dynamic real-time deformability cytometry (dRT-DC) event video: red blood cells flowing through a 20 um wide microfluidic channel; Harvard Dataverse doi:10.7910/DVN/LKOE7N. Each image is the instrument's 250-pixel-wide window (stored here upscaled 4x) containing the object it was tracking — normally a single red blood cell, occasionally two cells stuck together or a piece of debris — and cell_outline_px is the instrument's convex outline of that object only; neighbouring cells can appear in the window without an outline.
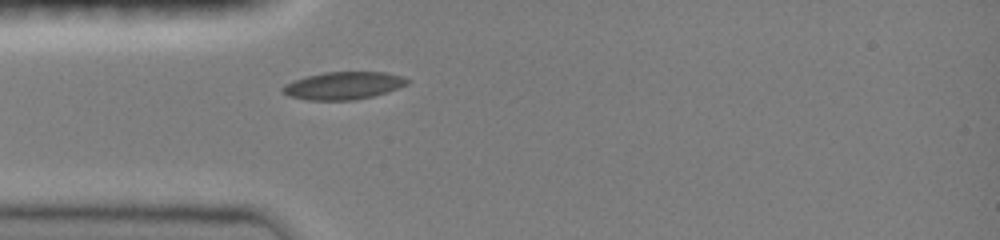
{"species": "common noctule bat (a hibernating species)", "species_latin": "Nyctalus noctula", "temperature_condition": "room temperature", "stored_images_in_passage": 31, "camera_frame_rate_fps": 3000, "um_per_image_px": 0.085, "animal": {"sex": "female", "body_mass_g": 19.0, "forearm_length_mm": 51.5}, "frame": {"image": 1, "passage_image": 1, "time_ms": 0.0, "image_size_px": [1000, 240], "cell_outline_px": [[412, 80], [408, 84], [372, 96], [356, 100], [308, 100], [288, 96], [280, 92], [280, 88], [284, 84], [292, 80], [324, 72], [384, 72], [404, 76]], "centroid_in_image_um": [29.15, 7.27], "position_along_channel_um": 55.9, "area_um2": 20.17}}
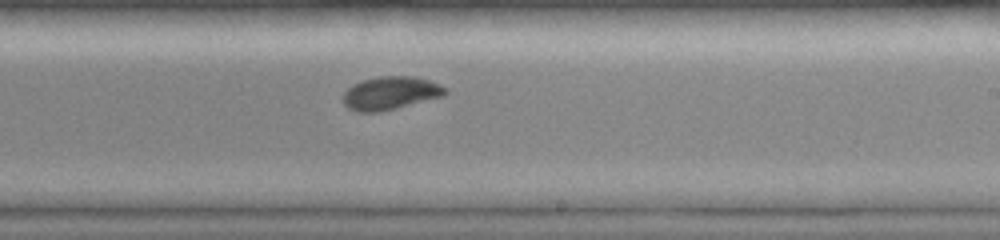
{"frame": {"image": 2, "passage_image": 16, "time_ms": 5.0, "image_size_px": [1000, 240], "cell_outline_px": [[448, 92], [444, 96], [396, 108], [376, 112], [356, 112], [348, 108], [344, 104], [344, 92], [352, 84], [364, 80], [380, 76], [412, 76], [428, 80], [440, 84], [448, 88]], "centroid_in_image_um": [33.21, 7.91], "position_along_channel_um": 255.8, "area_um2": 19.71}}
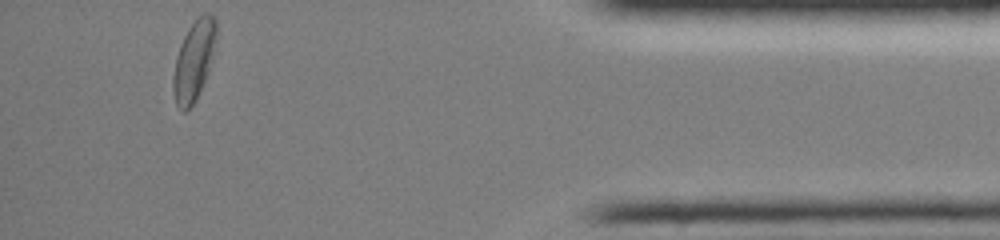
{"frame": {"image": 3, "passage_image": 31, "time_ms": 10.0, "image_size_px": [1000, 240], "cell_outline_px": [[216, 48], [208, 72], [196, 100], [184, 112], [180, 112], [176, 104], [172, 92], [172, 80], [176, 56], [180, 44], [188, 28], [204, 12], [208, 12], [216, 20]], "centroid_in_image_um": [16.48, 5.17], "position_along_channel_um": 418.7, "area_um2": 20.23}, "authors_computed_cell_mechanics": {"area_um2": 19.4786, "velocity_mm_per_s": 4.0484, "shape_relaxation_time_tau1_ms": 4.0425, "shape_relaxation_time_tau2_ms": 1.7685, "deformation_change_tau1": 0.1406, "deformation_change_tau2": 0.0448}}